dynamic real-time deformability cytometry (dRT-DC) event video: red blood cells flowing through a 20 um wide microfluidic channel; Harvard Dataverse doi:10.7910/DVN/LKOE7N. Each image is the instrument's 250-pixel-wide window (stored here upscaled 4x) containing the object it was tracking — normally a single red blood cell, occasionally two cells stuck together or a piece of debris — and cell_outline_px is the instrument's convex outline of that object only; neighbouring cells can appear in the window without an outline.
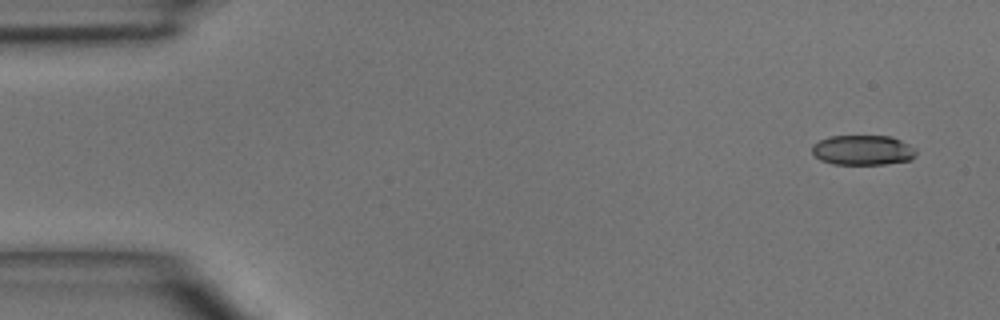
{"species": "common noctule bat (a hibernating species)", "species_latin": "Nyctalus noctula", "temperature_condition": "room temperature", "stored_images_in_passage": 4, "camera_frame_rate_fps": 3000, "um_per_image_px": 0.085, "animal": {"sex": "male", "body_mass_g": 15.6}, "frame": {"image": 1, "passage_image": 1, "time_ms": 0.0, "image_size_px": [1000, 320], "cell_outline_px": [[916, 156], [912, 160], [884, 164], [832, 164], [820, 160], [812, 152], [812, 144], [820, 140], [832, 136], [892, 136], [916, 148]], "centroid_in_image_um": [73.36, 12.76], "position_along_channel_um": 11.6, "area_um2": 18.26}}
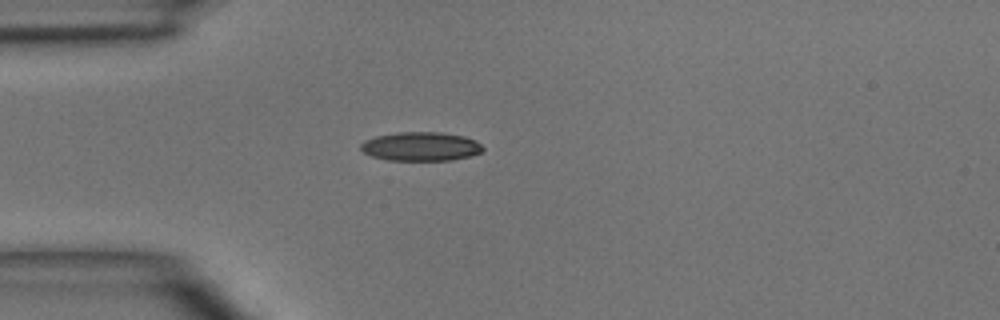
{"frame": {"image": 2, "passage_image": 4, "time_ms": 3.333, "image_size_px": [1000, 320], "cell_outline_px": [[484, 148], [480, 152], [468, 156], [452, 160], [388, 160], [372, 156], [364, 152], [360, 148], [360, 144], [364, 140], [376, 136], [396, 132], [440, 132], [464, 136], [476, 140]], "centroid_in_image_um": [35.75, 12.44], "position_along_channel_um": 49.3, "area_um2": 20.52}}